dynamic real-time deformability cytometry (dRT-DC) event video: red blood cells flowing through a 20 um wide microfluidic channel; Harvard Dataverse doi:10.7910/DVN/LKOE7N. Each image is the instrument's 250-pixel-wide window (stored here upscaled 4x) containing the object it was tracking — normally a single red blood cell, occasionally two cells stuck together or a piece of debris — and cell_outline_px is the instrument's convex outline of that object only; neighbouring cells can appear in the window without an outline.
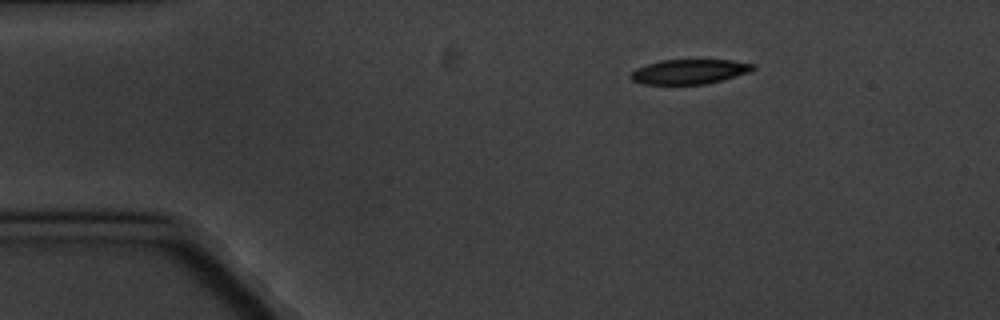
{"species": "common noctule bat (a hibernating species)", "species_latin": "Nyctalus noctula", "temperature_condition": "cold", "stored_images_in_passage": 3, "camera_frame_rate_fps": 3000, "um_per_image_px": 0.085, "animal": {"sex": "male", "body_mass_g": 20.1, "forearm_length_mm": 53.5}, "frame": {"image": 1, "passage_image": 1, "time_ms": 0.0, "image_size_px": [1000, 320], "cell_outline_px": [[756, 68], [748, 72], [720, 80], [704, 84], [644, 84], [632, 80], [628, 76], [636, 68], [660, 60], [732, 60], [756, 64]], "centroid_in_image_um": [58.58, 6.08], "position_along_channel_um": 26.4, "area_um2": 17.46}}